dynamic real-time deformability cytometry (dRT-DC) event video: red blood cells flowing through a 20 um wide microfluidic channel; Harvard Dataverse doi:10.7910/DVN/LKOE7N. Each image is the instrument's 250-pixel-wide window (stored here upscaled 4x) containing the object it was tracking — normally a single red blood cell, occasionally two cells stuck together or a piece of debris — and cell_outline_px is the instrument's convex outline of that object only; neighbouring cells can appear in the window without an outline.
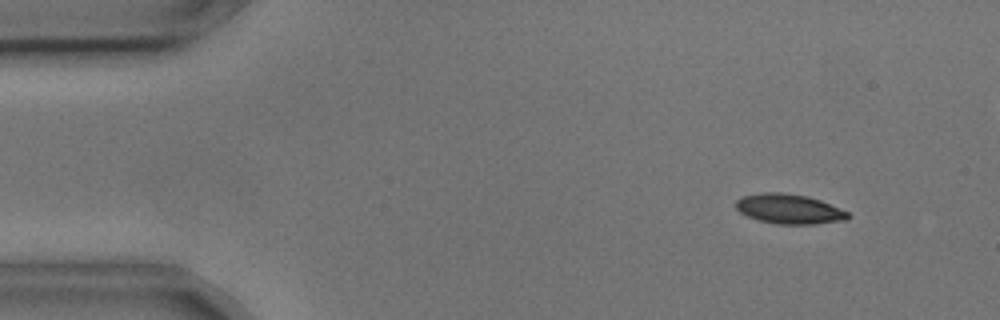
{"species": "common noctule bat (a hibernating species)", "species_latin": "Nyctalus noctula", "temperature_condition": "cold", "stored_images_in_passage": 6, "camera_frame_rate_fps": 3000, "um_per_image_px": 0.085, "animal": {"sex": "male", "body_mass_g": 17.9, "forearm_length_mm": 54.2}, "frame": {"image": 1, "passage_image": 1, "time_ms": 0.0, "image_size_px": [1000, 320], "cell_outline_px": [[852, 216], [848, 220], [816, 224], [776, 224], [760, 220], [748, 216], [740, 212], [736, 208], [736, 200], [744, 196], [760, 192], [780, 192], [808, 196], [820, 200], [848, 212]], "centroid_in_image_um": [67.1, 17.76], "position_along_channel_um": 17.9, "area_um2": 19.48}}